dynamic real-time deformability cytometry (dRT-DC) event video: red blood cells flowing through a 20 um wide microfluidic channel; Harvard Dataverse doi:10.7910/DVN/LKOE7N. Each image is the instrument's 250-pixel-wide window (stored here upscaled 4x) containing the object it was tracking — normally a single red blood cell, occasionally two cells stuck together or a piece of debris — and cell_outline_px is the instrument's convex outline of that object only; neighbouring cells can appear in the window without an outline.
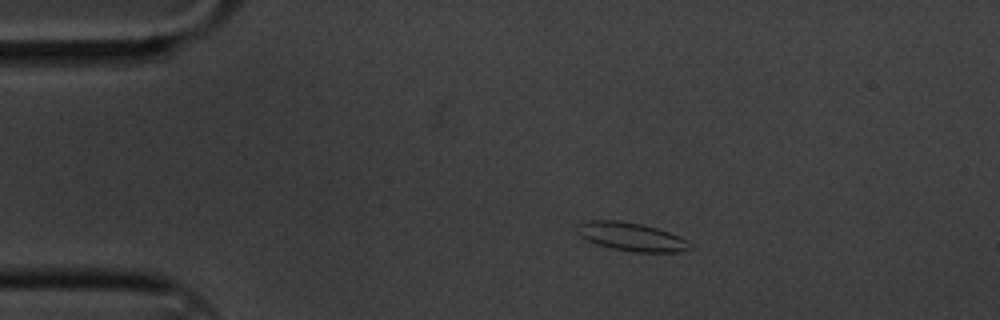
{"species": "common noctule bat (a hibernating species)", "species_latin": "Nyctalus noctula", "temperature_condition": "cold", "stored_images_in_passage": 5, "camera_frame_rate_fps": 3000, "um_per_image_px": 0.085, "animal": {"sex": "male", "body_mass_g": 20.1, "forearm_length_mm": 53.5}, "frame": {"image": 1, "passage_image": 3, "time_ms": 0.667, "image_size_px": [1000, 320], "cell_outline_px": [[692, 248], [680, 252], [632, 252], [612, 248], [596, 244], [580, 236], [576, 232], [576, 224], [588, 220], [620, 220], [640, 224], [656, 228], [680, 236], [688, 240], [692, 244]], "centroid_in_image_um": [53.66, 20.12], "position_along_channel_um": 31.3, "area_um2": 18.84}}
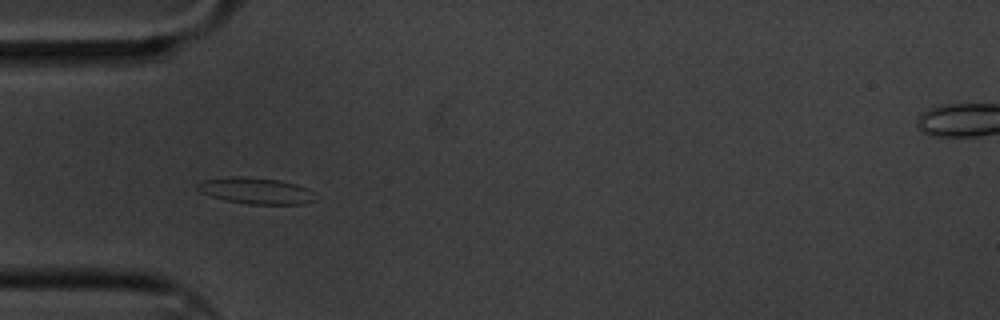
{"frame": {"image": 2, "passage_image": 5, "time_ms": 1.333, "image_size_px": [1000, 320], "cell_outline_px": [[320, 196], [316, 200], [304, 204], [248, 204], [224, 200], [200, 192], [196, 188], [196, 184], [204, 180], [232, 176], [244, 176], [280, 180], [296, 184], [308, 188]], "centroid_in_image_um": [21.81, 16.22], "position_along_channel_um": 63.2, "area_um2": 18.38}}